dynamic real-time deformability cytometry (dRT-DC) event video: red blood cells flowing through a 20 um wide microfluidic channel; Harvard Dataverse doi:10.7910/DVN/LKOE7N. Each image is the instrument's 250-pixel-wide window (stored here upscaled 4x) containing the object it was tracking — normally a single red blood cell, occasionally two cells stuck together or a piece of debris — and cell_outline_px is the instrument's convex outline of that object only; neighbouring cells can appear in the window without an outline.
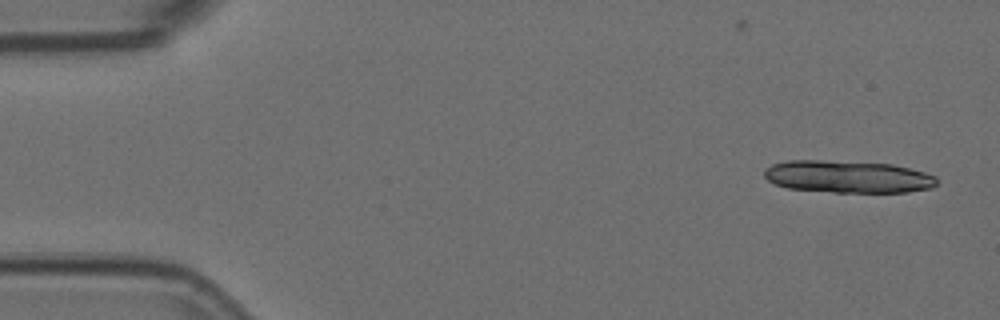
{"species": "Egyptian fruit bat (a non-hibernating species)", "species_latin": "Rousettus aegyptiacus", "temperature_condition": "room temperature", "stored_images_in_passage": 19, "camera_frame_rate_fps": 3000, "um_per_image_px": 0.085, "animal": {"sex": "female"}, "frame": {"image": 1, "passage_image": 1, "time_ms": 0.0, "image_size_px": [1000, 320], "cell_outline_px": [[936, 184], [932, 188], [908, 192], [832, 192], [788, 188], [776, 184], [768, 180], [764, 176], [764, 168], [772, 164], [788, 160], [820, 160], [892, 164], [924, 172], [936, 176]], "centroid_in_image_um": [72.05, 15.02], "position_along_channel_um": 13.0, "area_um2": 32.43}}